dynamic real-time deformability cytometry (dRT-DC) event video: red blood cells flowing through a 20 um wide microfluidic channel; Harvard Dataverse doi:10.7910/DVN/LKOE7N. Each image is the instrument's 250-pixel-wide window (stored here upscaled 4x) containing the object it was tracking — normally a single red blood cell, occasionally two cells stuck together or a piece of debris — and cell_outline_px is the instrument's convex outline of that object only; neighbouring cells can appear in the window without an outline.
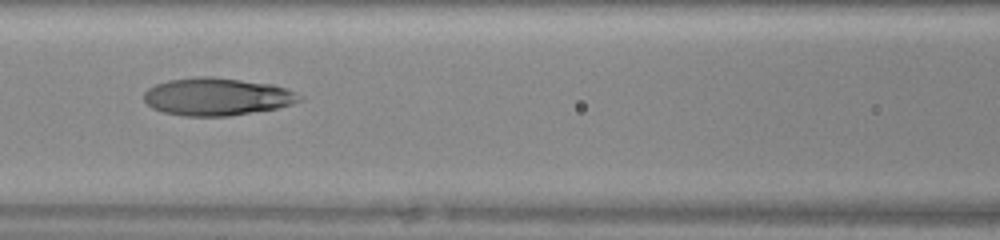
{"species": "human", "species_latin": "Homo sapiens", "temperature_condition": "warm", "stored_images_in_passage": 47, "camera_frame_rate_fps": 3000, "um_per_image_px": 0.085, "donor": {"sex": "female"}, "frame": {"image": 1, "passage_image": 21, "time_ms": 6.667, "image_size_px": [1000, 240], "cell_outline_px": [[304, 100], [280, 108], [228, 116], [184, 116], [164, 112], [152, 108], [144, 100], [144, 92], [148, 88], [156, 84], [168, 80], [200, 76], [212, 76], [272, 84], [288, 88], [304, 96]], "centroid_in_image_um": [18.5, 8.21], "position_along_channel_um": 148.1, "area_um2": 34.45}}